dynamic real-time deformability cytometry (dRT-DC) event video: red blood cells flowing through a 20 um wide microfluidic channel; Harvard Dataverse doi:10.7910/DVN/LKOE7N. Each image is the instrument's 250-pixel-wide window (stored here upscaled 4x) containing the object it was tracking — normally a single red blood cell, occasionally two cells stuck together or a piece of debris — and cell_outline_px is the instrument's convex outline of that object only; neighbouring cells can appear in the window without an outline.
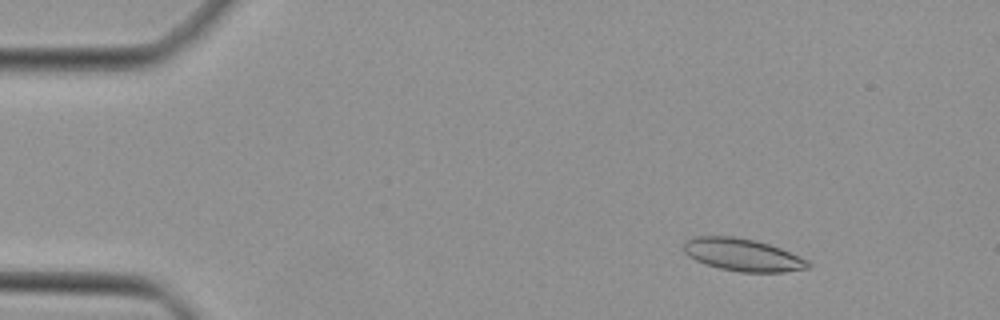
{"species": "Egyptian fruit bat (a non-hibernating species)", "species_latin": "Rousettus aegyptiacus", "temperature_condition": "cold", "stored_images_in_passage": 47, "camera_frame_rate_fps": 3000, "um_per_image_px": 0.085, "animal": {"sex": "female"}, "frame": {"image": 1, "passage_image": 5, "time_ms": 1.333, "image_size_px": [1000, 320], "cell_outline_px": [[812, 264], [808, 268], [784, 272], [740, 272], [720, 268], [704, 264], [688, 256], [684, 252], [684, 240], [696, 236], [732, 236], [756, 240], [780, 248], [800, 256], [808, 260]], "centroid_in_image_um": [63.12, 21.66], "position_along_channel_um": 21.9, "area_um2": 23.64}}
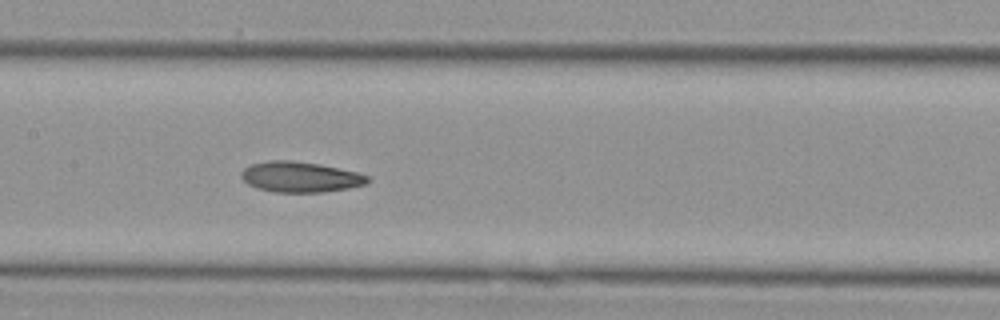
{"frame": {"image": 2, "passage_image": 22, "time_ms": 7.0, "image_size_px": [1000, 320], "cell_outline_px": [[368, 184], [348, 188], [324, 192], [276, 192], [256, 188], [248, 184], [240, 176], [240, 172], [244, 168], [252, 164], [268, 160], [292, 160], [320, 164], [356, 172], [368, 176]], "centroid_in_image_um": [25.5, 15.04], "position_along_channel_um": 181.9, "area_um2": 22.48}}
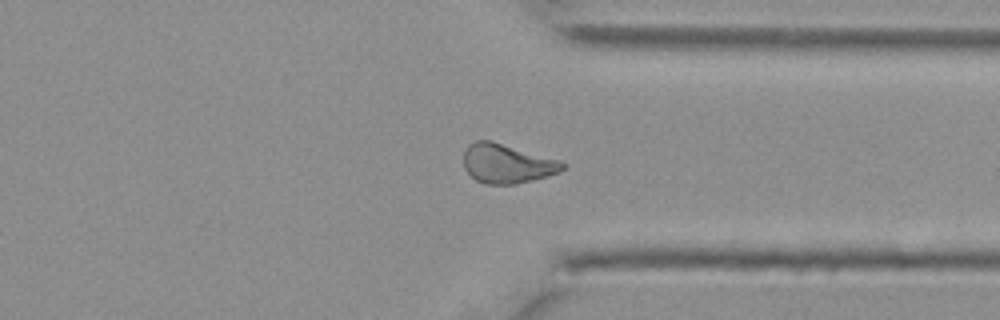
{"frame": {"image": 3, "passage_image": 35, "time_ms": 11.333, "image_size_px": [1000, 320], "cell_outline_px": [[568, 164], [560, 172], [548, 176], [516, 184], [484, 184], [476, 180], [464, 168], [464, 148], [468, 144], [476, 140], [492, 140], [556, 160]], "centroid_in_image_um": [43.06, 13.9], "position_along_channel_um": 368.3, "area_um2": 22.54}}